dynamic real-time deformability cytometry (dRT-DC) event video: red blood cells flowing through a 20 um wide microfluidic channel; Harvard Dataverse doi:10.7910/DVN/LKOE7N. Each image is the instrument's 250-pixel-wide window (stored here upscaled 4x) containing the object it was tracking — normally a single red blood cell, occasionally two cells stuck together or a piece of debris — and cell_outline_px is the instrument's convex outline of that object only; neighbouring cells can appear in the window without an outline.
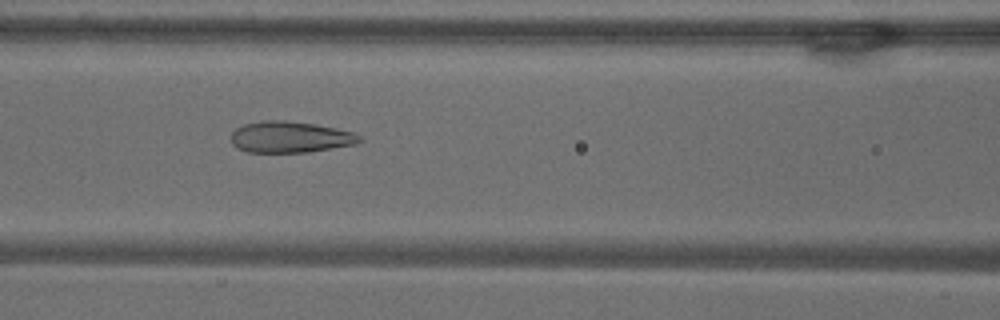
{"species": "common noctule bat (a hibernating species)", "species_latin": "Nyctalus noctula", "temperature_condition": "warm", "stored_images_in_passage": 49, "camera_frame_rate_fps": 3000, "um_per_image_px": 0.085, "animal": {"sex": "male", "body_mass_g": 18.8}, "frame": {"image": 1, "passage_image": 18, "time_ms": 5.667, "image_size_px": [1000, 320], "cell_outline_px": [[360, 140], [356, 144], [308, 152], [248, 152], [236, 148], [232, 144], [232, 132], [236, 128], [244, 124], [260, 120], [284, 120], [316, 124], [336, 128], [352, 132], [360, 136]], "centroid_in_image_um": [24.63, 11.64], "position_along_channel_um": 142.0, "area_um2": 23.41}}
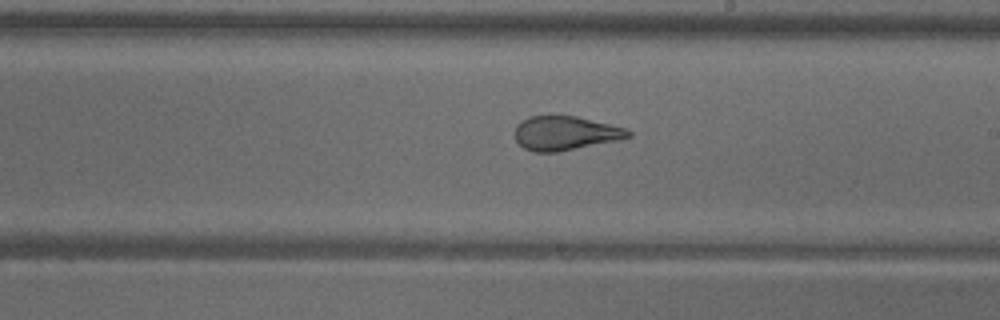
{"frame": {"image": 2, "passage_image": 26, "time_ms": 8.333, "image_size_px": [1000, 320], "cell_outline_px": [[632, 136], [616, 140], [556, 152], [536, 152], [524, 148], [516, 140], [516, 124], [520, 120], [528, 116], [576, 116], [624, 128], [632, 132]], "centroid_in_image_um": [48.01, 11.31], "position_along_channel_um": 241.0, "area_um2": 22.14}}
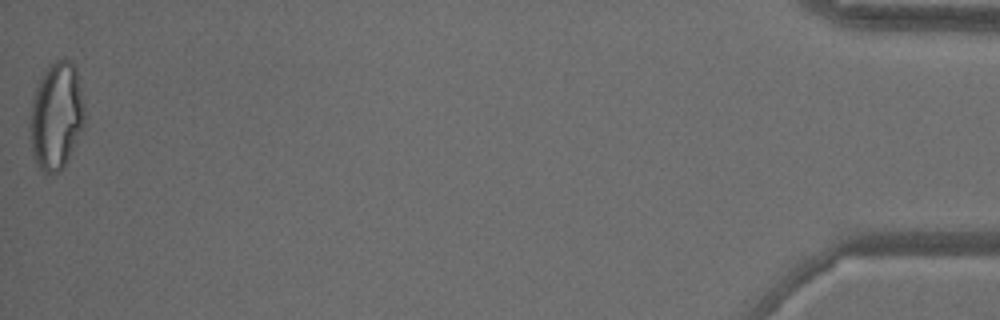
{"frame": {"image": 3, "passage_image": 49, "time_ms": 16.0, "image_size_px": [1000, 320], "cell_outline_px": [[84, 128], [64, 164], [56, 172], [44, 172], [36, 164], [32, 152], [28, 128], [28, 124], [32, 96], [44, 68], [56, 60], [72, 60], [76, 68], [84, 104]], "centroid_in_image_um": [4.75, 9.81], "position_along_channel_um": 430.4, "area_um2": 34.45}, "authors_computed_cell_mechanics": {"area_um2": 27.3394, "velocity_mm_per_s": 3.7136, "shape_relaxation_time_tau1_ms": null, "shape_relaxation_time_tau2_ms": 1.1872, "deformation_change_tau1": null, "deformation_change_tau2": 0.0899}}